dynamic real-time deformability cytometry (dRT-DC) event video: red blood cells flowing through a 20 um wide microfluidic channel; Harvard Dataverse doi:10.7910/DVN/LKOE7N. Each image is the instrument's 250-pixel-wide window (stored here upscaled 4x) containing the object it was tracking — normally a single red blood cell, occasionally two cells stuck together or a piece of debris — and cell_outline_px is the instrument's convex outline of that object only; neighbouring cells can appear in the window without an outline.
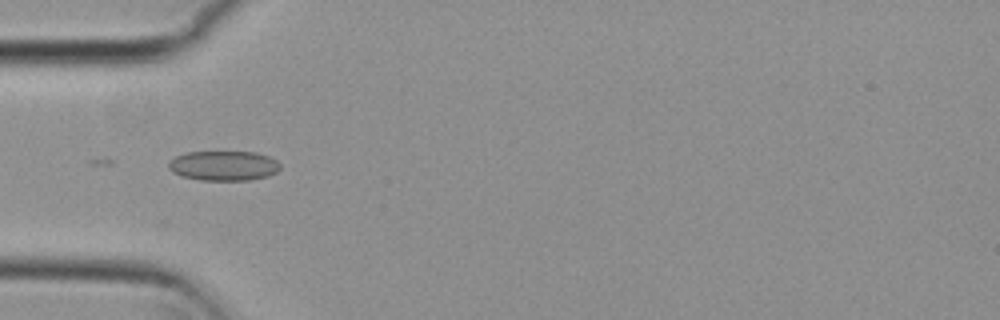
{"species": "common noctule bat (a hibernating species)", "species_latin": "Nyctalus noctula", "temperature_condition": "cold", "stored_images_in_passage": 11, "camera_frame_rate_fps": 3000, "um_per_image_px": 0.085, "animal": {"sex": "female", "body_mass_g": 29.2, "forearm_length_mm": 56.3}, "frame": {"image": 1, "passage_image": 6, "time_ms": 1.667, "image_size_px": [1000, 320], "cell_outline_px": [[280, 168], [276, 172], [268, 176], [248, 180], [200, 180], [180, 176], [172, 172], [168, 168], [168, 160], [176, 156], [188, 152], [256, 152], [268, 156], [276, 160], [280, 164]], "centroid_in_image_um": [18.98, 14.09], "position_along_channel_um": 66.0, "area_um2": 19.48}}
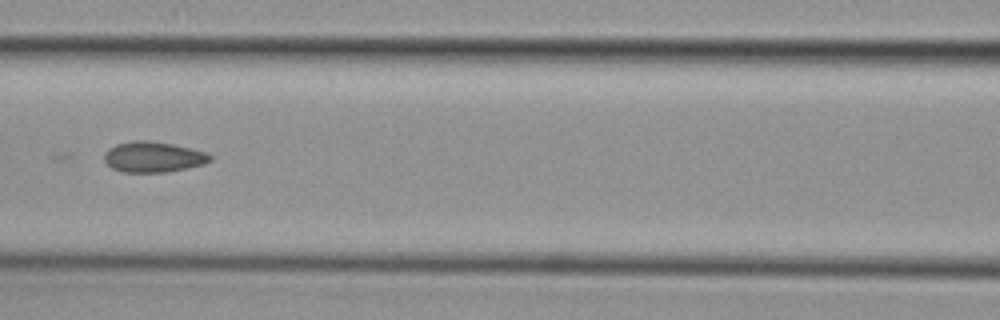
{"frame": {"image": 2, "passage_image": 8, "time_ms": 2.333, "image_size_px": [1000, 320], "cell_outline_px": [[212, 160], [204, 164], [188, 168], [168, 172], [124, 172], [112, 168], [104, 160], [104, 156], [108, 148], [116, 144], [132, 140], [148, 140], [172, 144], [204, 152], [212, 156]], "centroid_in_image_um": [13.01, 13.34], "position_along_channel_um": 153.6, "area_um2": 18.84}}
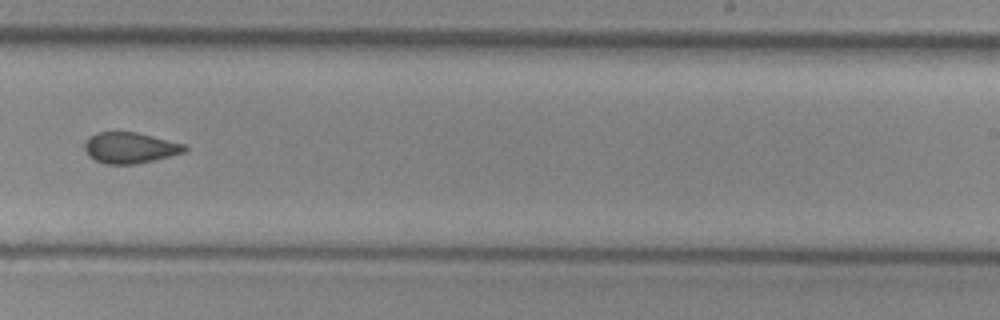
{"frame": {"image": 3, "passage_image": 11, "time_ms": 3.333, "image_size_px": [1000, 320], "cell_outline_px": [[188, 148], [184, 152], [136, 164], [104, 164], [88, 156], [84, 148], [84, 144], [88, 136], [96, 132], [136, 132], [184, 144]], "centroid_in_image_um": [10.99, 12.56], "position_along_channel_um": 278.0, "area_um2": 17.92}}